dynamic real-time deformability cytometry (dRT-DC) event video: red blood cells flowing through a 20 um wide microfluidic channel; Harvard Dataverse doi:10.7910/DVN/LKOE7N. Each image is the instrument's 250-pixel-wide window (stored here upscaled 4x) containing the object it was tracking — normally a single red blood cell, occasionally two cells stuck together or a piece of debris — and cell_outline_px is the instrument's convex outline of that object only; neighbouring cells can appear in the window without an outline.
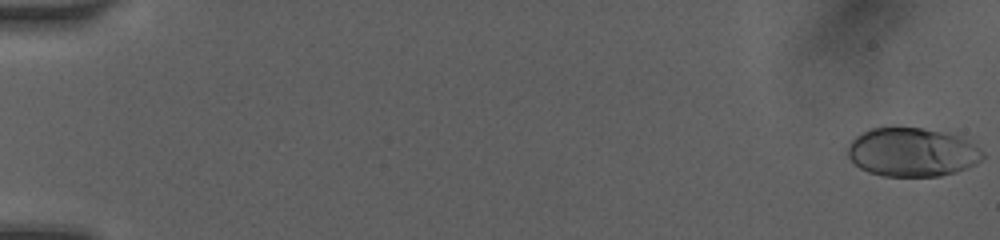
{"species": "human", "species_latin": "Homo sapiens", "temperature_condition": "room temperature", "stored_images_in_passage": 38, "camera_frame_rate_fps": 3000, "um_per_image_px": 0.085, "donor": {"sex": "female"}, "frame": {"image": 1, "passage_image": 1, "time_ms": 0.0, "image_size_px": [1000, 240], "cell_outline_px": [[984, 156], [976, 164], [968, 168], [956, 172], [940, 176], [884, 176], [868, 172], [860, 168], [848, 156], [848, 144], [856, 136], [872, 128], [892, 124], [924, 128], [944, 132], [956, 136], [980, 148], [984, 152]], "centroid_in_image_um": [77.51, 12.91], "position_along_channel_um": 7.5, "area_um2": 38.84}}
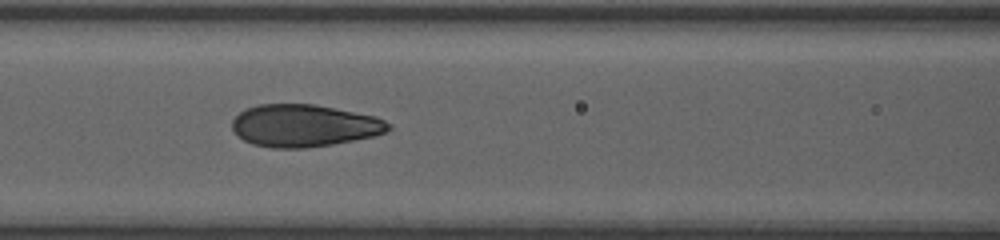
{"frame": {"image": 2, "passage_image": 24, "time_ms": 7.667, "image_size_px": [1000, 240], "cell_outline_px": [[392, 128], [388, 132], [372, 136], [332, 144], [308, 148], [272, 148], [252, 144], [236, 136], [232, 128], [232, 120], [244, 108], [256, 104], [316, 104], [376, 116], [392, 124]], "centroid_in_image_um": [25.84, 10.67], "position_along_channel_um": 140.8, "area_um2": 38.9}}
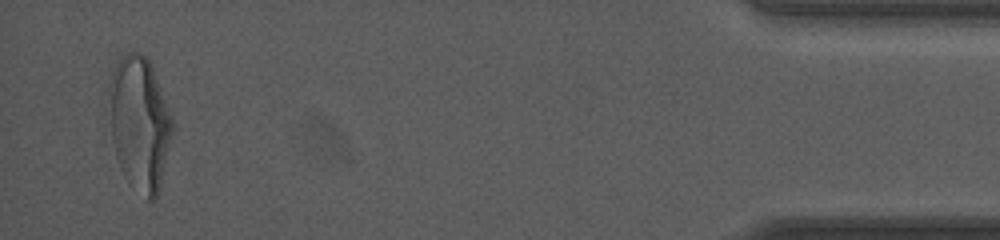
{"frame": {"image": 3, "passage_image": 38, "time_ms": 16.333, "image_size_px": [1000, 240], "cell_outline_px": [[172, 132], [160, 188], [156, 196], [152, 200], [148, 200], [128, 184], [120, 168], [116, 156], [112, 140], [108, 88], [108, 84], [112, 72], [116, 64], [128, 52], [140, 52], [148, 56], [152, 64], [172, 120]], "centroid_in_image_um": [11.85, 10.47], "position_along_channel_um": 423.4, "area_um2": 49.19}, "authors_computed_cell_mechanics": {"area_um2": 38.8416, "velocity_mm_per_s": 4.1194, "shape_relaxation_time_tau1_ms": 4.634, "shape_relaxation_time_tau2_ms": 0.6535, "deformation_change_tau1": 0.1818, "deformation_change_tau2": 0.0581}}